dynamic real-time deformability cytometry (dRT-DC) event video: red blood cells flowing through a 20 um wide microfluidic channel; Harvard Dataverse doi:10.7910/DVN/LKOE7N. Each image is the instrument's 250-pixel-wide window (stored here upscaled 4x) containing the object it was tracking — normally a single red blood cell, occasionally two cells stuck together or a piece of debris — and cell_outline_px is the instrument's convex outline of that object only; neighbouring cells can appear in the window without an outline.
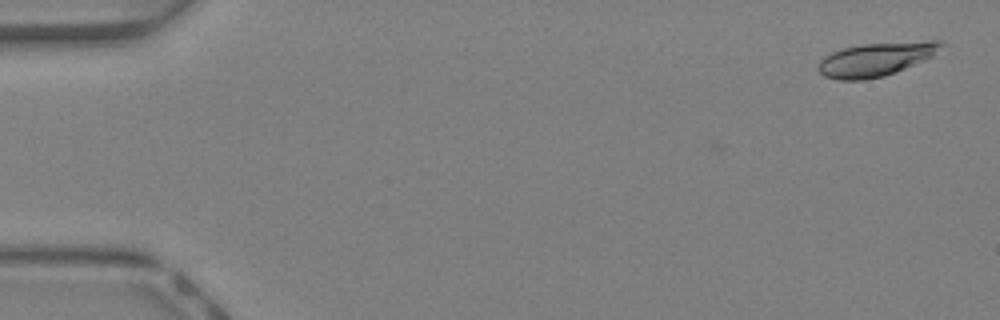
{"species": "Egyptian fruit bat (a non-hibernating species)", "species_latin": "Rousettus aegyptiacus", "temperature_condition": "warm", "stored_images_in_passage": 3, "camera_frame_rate_fps": 3000, "um_per_image_px": 0.085, "animal": {"sex": "female"}, "frame": {"image": 1, "passage_image": 3, "time_ms": 0.667, "image_size_px": [1000, 320], "cell_outline_px": [[944, 44], [932, 56], [924, 60], [896, 72], [884, 76], [864, 80], [840, 80], [824, 76], [816, 68], [820, 60], [824, 56], [832, 52], [844, 48], [860, 44], [928, 40], [940, 40]], "centroid_in_image_um": [74.44, 5.03], "position_along_channel_um": 10.6, "area_um2": 24.16}}